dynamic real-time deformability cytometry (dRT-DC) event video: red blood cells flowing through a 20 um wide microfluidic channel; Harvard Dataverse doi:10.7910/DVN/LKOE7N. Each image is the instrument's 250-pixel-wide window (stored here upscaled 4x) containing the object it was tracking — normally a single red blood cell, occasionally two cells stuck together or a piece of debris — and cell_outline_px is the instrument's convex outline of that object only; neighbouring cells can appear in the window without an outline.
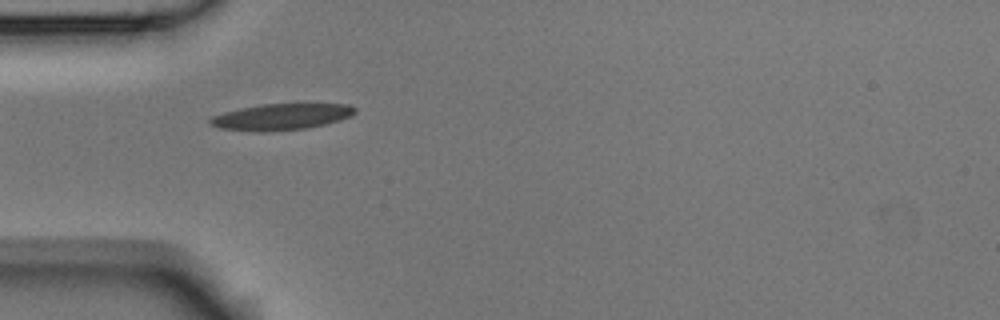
{"species": "Egyptian fruit bat (a non-hibernating species)", "species_latin": "Rousettus aegyptiacus", "temperature_condition": "room temperature", "stored_images_in_passage": 2, "camera_frame_rate_fps": 3000, "um_per_image_px": 0.085, "animal": {"sex": "male"}, "frame": {"image": 1, "passage_image": 1, "time_ms": 0.0, "image_size_px": [1000, 320], "cell_outline_px": [[356, 112], [352, 116], [340, 120], [308, 128], [264, 132], [256, 132], [220, 128], [208, 124], [208, 120], [212, 116], [224, 112], [240, 108], [264, 104], [348, 104], [356, 108]], "centroid_in_image_um": [23.89, 9.93], "position_along_channel_um": 61.1, "area_um2": 22.25}}
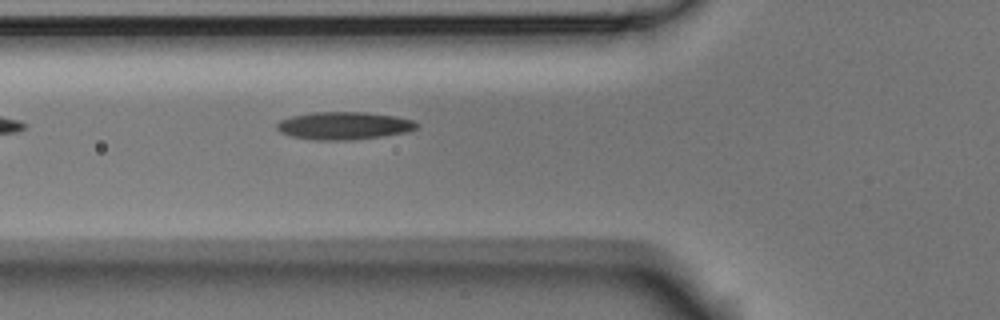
{"frame": {"image": 2, "passage_image": 2, "time_ms": 0.333, "image_size_px": [1000, 320], "cell_outline_px": [[416, 128], [408, 132], [352, 140], [316, 140], [292, 136], [280, 132], [276, 128], [276, 124], [280, 120], [292, 116], [312, 112], [368, 112], [396, 116], [412, 120], [416, 124]], "centroid_in_image_um": [29.21, 10.68], "position_along_channel_um": 96.6, "area_um2": 22.48}}